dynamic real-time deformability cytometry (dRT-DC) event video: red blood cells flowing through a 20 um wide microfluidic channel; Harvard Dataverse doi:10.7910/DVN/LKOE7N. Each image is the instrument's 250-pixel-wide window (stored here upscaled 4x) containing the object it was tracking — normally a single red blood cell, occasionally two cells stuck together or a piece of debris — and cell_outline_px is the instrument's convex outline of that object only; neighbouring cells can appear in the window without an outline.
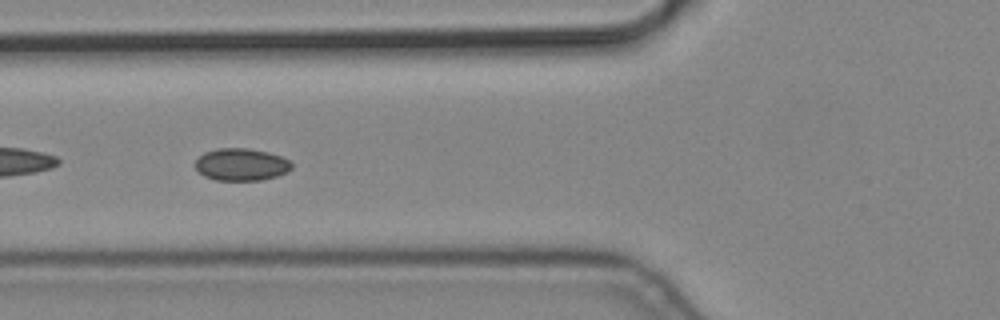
{"species": "common noctule bat (a hibernating species)", "species_latin": "Nyctalus noctula", "temperature_condition": "cold", "stored_images_in_passage": 12, "camera_frame_rate_fps": 3000, "um_per_image_px": 0.085, "animal": {"sex": "male", "body_mass_g": 19.2, "forearm_length_mm": 51.8}, "frame": {"image": 1, "passage_image": 4, "time_ms": 1.0, "image_size_px": [1000, 320], "cell_outline_px": [[292, 168], [288, 172], [276, 176], [260, 180], [216, 180], [204, 176], [196, 168], [196, 160], [204, 152], [216, 148], [248, 148], [268, 152], [280, 156], [288, 160], [292, 164]], "centroid_in_image_um": [20.51, 13.98], "position_along_channel_um": 105.3, "area_um2": 18.09}}
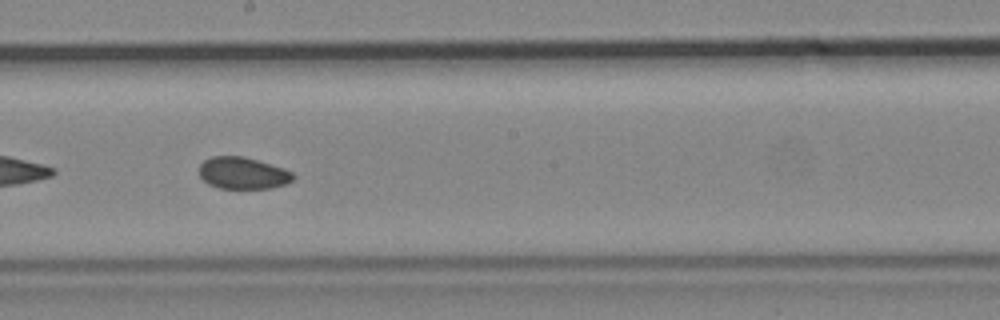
{"frame": {"image": 2, "passage_image": 7, "time_ms": 2.0, "image_size_px": [1000, 320], "cell_outline_px": [[296, 176], [292, 180], [284, 184], [268, 188], [220, 188], [208, 184], [200, 176], [200, 164], [204, 160], [212, 156], [244, 156], [284, 168], [292, 172]], "centroid_in_image_um": [20.64, 14.7], "position_along_channel_um": 227.6, "area_um2": 17.34}}
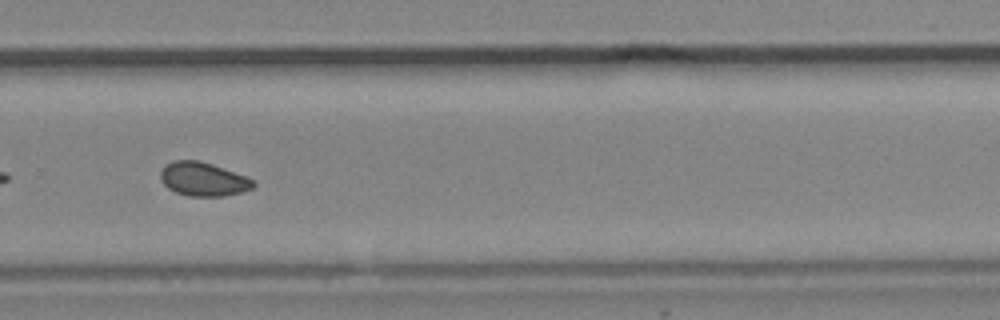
{"frame": {"image": 3, "passage_image": 9, "time_ms": 2.667, "image_size_px": [1000, 320], "cell_outline_px": [[256, 184], [252, 188], [244, 192], [224, 196], [188, 196], [176, 192], [168, 188], [160, 180], [160, 172], [172, 160], [200, 160], [212, 164], [256, 180]], "centroid_in_image_um": [17.3, 15.23], "position_along_channel_um": 312.5, "area_um2": 18.32}}